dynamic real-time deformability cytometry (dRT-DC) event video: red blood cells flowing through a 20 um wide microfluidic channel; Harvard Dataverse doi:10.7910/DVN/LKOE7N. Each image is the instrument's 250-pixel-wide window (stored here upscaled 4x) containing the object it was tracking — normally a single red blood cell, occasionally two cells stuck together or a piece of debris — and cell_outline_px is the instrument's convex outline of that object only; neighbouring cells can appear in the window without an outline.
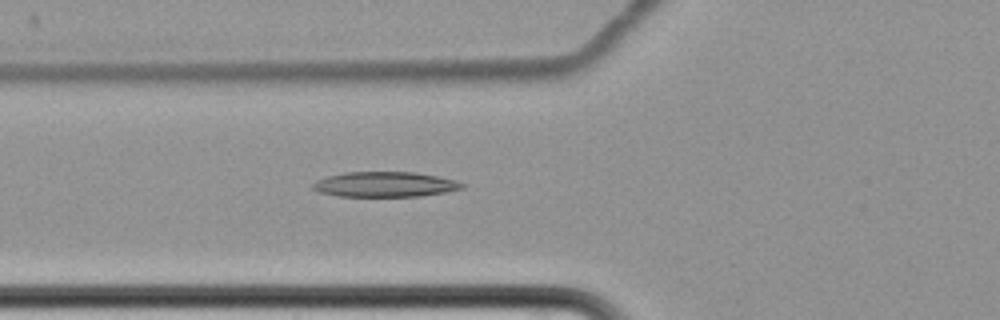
{"species": "common noctule bat (a hibernating species)", "species_latin": "Nyctalus noctula", "temperature_condition": "cold", "stored_images_in_passage": 6, "camera_frame_rate_fps": 3000, "um_per_image_px": 0.085, "animal": {"sex": "female", "body_mass_g": 22.7, "forearm_length_mm": 54.2}, "frame": {"image": 1, "passage_image": 6, "time_ms": 6.667, "image_size_px": [1000, 320], "cell_outline_px": [[464, 188], [444, 192], [420, 196], [336, 196], [320, 192], [312, 188], [312, 184], [316, 180], [328, 176], [344, 172], [416, 172], [456, 180], [464, 184]], "centroid_in_image_um": [32.7, 15.67], "position_along_channel_um": 93.1, "area_um2": 21.79}}